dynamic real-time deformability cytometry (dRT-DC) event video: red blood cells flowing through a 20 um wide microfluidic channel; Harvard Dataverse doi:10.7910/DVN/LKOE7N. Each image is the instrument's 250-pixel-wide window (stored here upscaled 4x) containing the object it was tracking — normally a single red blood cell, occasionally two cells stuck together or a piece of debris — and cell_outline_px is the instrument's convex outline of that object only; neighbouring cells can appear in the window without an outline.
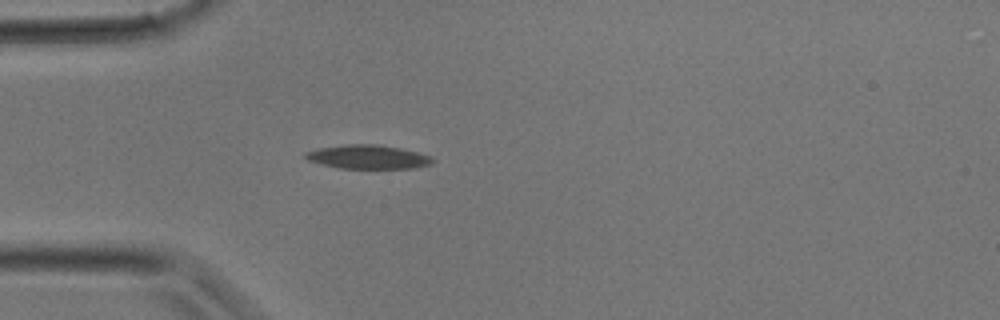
{"species": "common noctule bat (a hibernating species)", "species_latin": "Nyctalus noctula", "temperature_condition": "room temperature", "stored_images_in_passage": 24, "camera_frame_rate_fps": 3000, "um_per_image_px": 0.085, "animal": {"sex": "male", "body_mass_g": 17.9}, "frame": {"image": 1, "passage_image": 1, "time_ms": 0.0, "image_size_px": [1000, 320], "cell_outline_px": [[436, 160], [432, 164], [416, 168], [340, 168], [308, 160], [304, 156], [304, 152], [320, 148], [344, 144], [376, 144], [400, 148], [432, 156]], "centroid_in_image_um": [31.32, 13.33], "position_along_channel_um": 53.7, "area_um2": 17.63}}
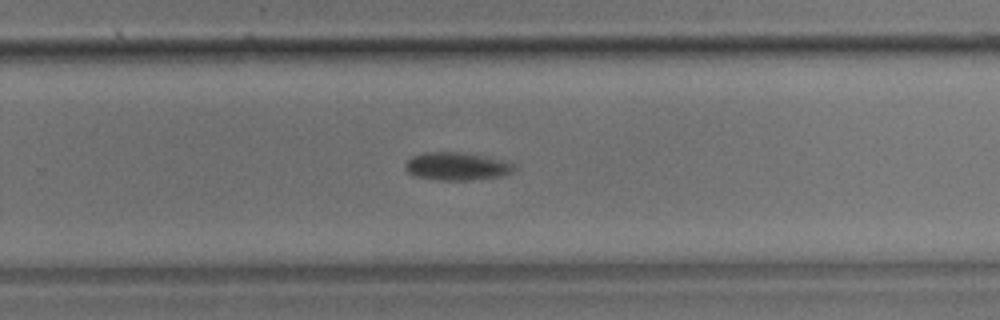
{"frame": {"image": 2, "passage_image": 13, "time_ms": 4.0, "image_size_px": [1000, 320], "cell_outline_px": [[516, 168], [512, 172], [500, 176], [468, 180], [440, 180], [416, 176], [408, 172], [404, 168], [404, 164], [412, 156], [424, 152], [464, 152], [488, 156], [508, 160], [516, 164]], "centroid_in_image_um": [38.87, 14.11], "position_along_channel_um": 290.9, "area_um2": 17.98}}
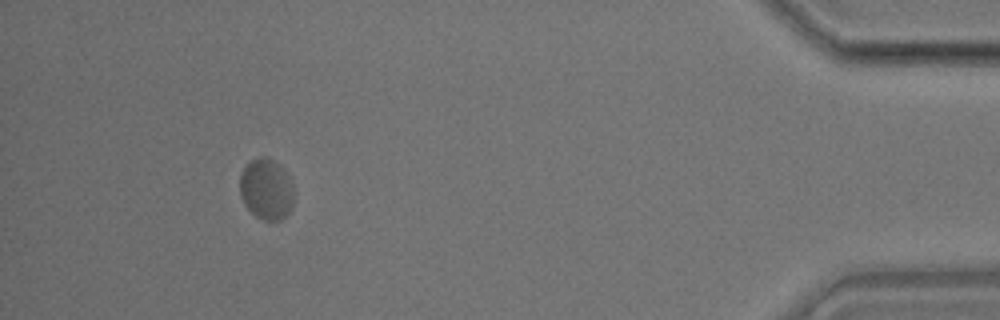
{"frame": {"image": 3, "passage_image": 22, "time_ms": 7.0, "image_size_px": [1000, 320], "cell_outline_px": [[292, 208], [280, 220], [264, 220], [256, 216], [244, 204], [240, 196], [240, 172], [252, 160], [260, 156], [264, 156], [272, 160], [284, 172], [292, 184]], "centroid_in_image_um": [22.6, 16.1], "position_along_channel_um": 412.6, "area_um2": 18.73}}